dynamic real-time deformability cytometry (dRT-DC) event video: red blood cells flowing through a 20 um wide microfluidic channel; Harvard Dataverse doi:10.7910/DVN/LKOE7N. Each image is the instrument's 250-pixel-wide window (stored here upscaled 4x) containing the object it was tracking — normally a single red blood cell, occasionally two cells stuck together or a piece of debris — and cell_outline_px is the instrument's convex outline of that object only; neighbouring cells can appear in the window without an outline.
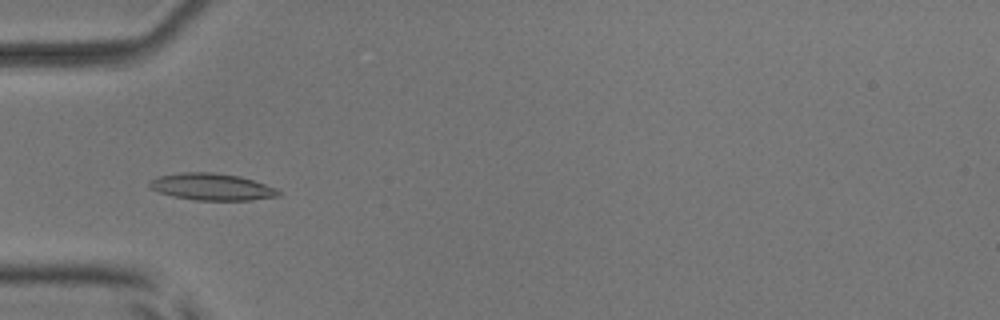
{"species": "common noctule bat (a hibernating species)", "species_latin": "Nyctalus noctula", "temperature_condition": "room temperature", "stored_images_in_passage": 53, "camera_frame_rate_fps": 3000, "um_per_image_px": 0.085, "animal": {"sex": "male", "body_mass_g": 17.9, "forearm_length_mm": 54.2}, "frame": {"image": 1, "passage_image": 18, "time_ms": 5.667, "image_size_px": [1000, 320], "cell_outline_px": [[280, 196], [252, 200], [192, 200], [160, 192], [148, 188], [148, 180], [156, 176], [184, 172], [212, 172], [240, 176], [276, 188], [280, 192]], "centroid_in_image_um": [17.97, 15.87], "position_along_channel_um": 67.0, "area_um2": 20.23}}
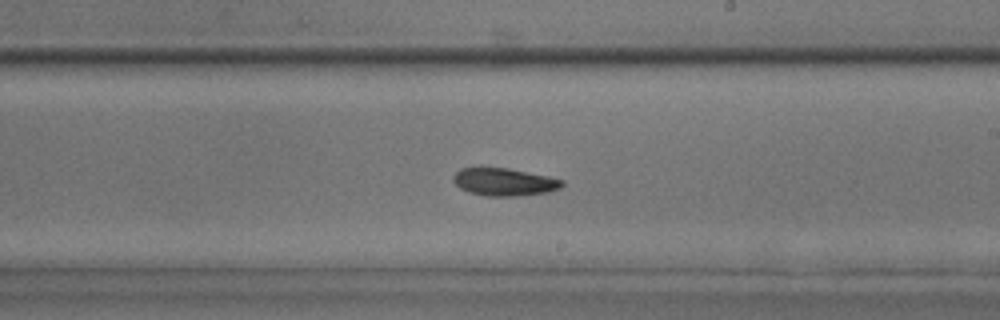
{"frame": {"image": 2, "passage_image": 32, "time_ms": 10.333, "image_size_px": [1000, 320], "cell_outline_px": [[564, 184], [560, 188], [548, 192], [520, 196], [484, 196], [468, 192], [460, 188], [452, 180], [452, 176], [460, 168], [480, 164], [508, 168], [548, 176], [564, 180]], "centroid_in_image_um": [42.79, 15.42], "position_along_channel_um": 246.2, "area_um2": 18.32}}
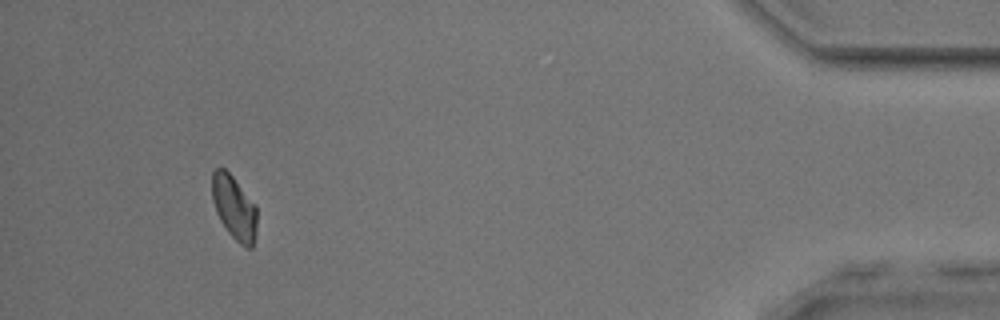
{"frame": {"image": 3, "passage_image": 50, "time_ms": 16.333, "image_size_px": [1000, 320], "cell_outline_px": [[256, 236], [252, 248], [248, 248], [240, 244], [228, 232], [220, 220], [216, 212], [212, 200], [212, 172], [216, 168], [224, 168], [232, 176], [256, 204]], "centroid_in_image_um": [19.91, 17.65], "position_along_channel_um": 415.3, "area_um2": 16.76}, "authors_computed_cell_mechanics": {"area_um2": 18.0336, "velocity_mm_per_s": 3.8773, "shape_relaxation_time_tau1_ms": 5.6857, "shape_relaxation_time_tau2_ms": 7.2267, "deformation_change_tau1": 0.1231, "deformation_change_tau2": 0.1405}}